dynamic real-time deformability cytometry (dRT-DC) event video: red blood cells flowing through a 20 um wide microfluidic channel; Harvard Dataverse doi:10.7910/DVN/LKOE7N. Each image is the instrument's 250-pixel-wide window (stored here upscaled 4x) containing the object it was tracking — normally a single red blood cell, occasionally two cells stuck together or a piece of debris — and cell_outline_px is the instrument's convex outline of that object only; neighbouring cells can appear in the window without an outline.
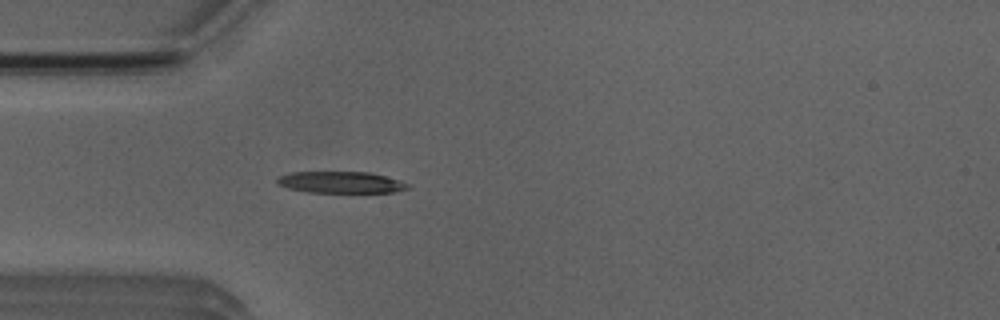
{"species": "Egyptian fruit bat (a non-hibernating species)", "species_latin": "Rousettus aegyptiacus", "temperature_condition": "room temperature", "stored_images_in_passage": 4, "camera_frame_rate_fps": 3000, "um_per_image_px": 0.085, "animal": {"sex": "male"}, "frame": {"image": 1, "passage_image": 4, "time_ms": 3.333, "image_size_px": [1000, 320], "cell_outline_px": [[408, 188], [396, 192], [308, 192], [288, 188], [276, 184], [276, 180], [280, 176], [292, 172], [368, 172], [384, 176], [408, 184]], "centroid_in_image_um": [28.91, 15.5], "position_along_channel_um": 56.1, "area_um2": 16.13}}